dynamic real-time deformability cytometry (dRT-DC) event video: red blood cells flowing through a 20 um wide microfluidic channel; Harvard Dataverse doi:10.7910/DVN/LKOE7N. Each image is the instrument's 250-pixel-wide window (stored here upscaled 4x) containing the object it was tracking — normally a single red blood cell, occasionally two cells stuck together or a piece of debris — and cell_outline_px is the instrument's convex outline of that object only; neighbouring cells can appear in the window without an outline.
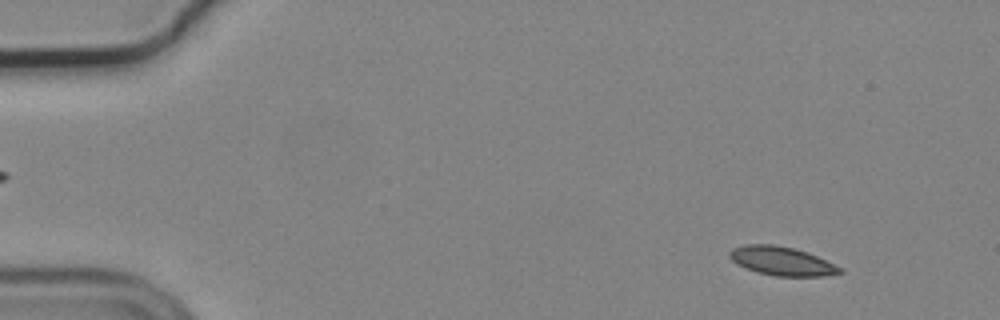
{"species": "common noctule bat (a hibernating species)", "species_latin": "Nyctalus noctula", "temperature_condition": "cold", "stored_images_in_passage": 57, "camera_frame_rate_fps": 3000, "um_per_image_px": 0.085, "animal": {"sex": "male", "body_mass_g": 19.2, "forearm_length_mm": 51.8}, "frame": {"image": 1, "passage_image": 6, "time_ms": 1.667, "image_size_px": [1000, 320], "cell_outline_px": [[844, 272], [824, 276], [776, 276], [756, 272], [736, 264], [728, 256], [728, 252], [732, 248], [744, 244], [772, 244], [792, 248], [808, 252], [844, 268]], "centroid_in_image_um": [66.44, 22.19], "position_along_channel_um": 18.6, "area_um2": 18.67}}
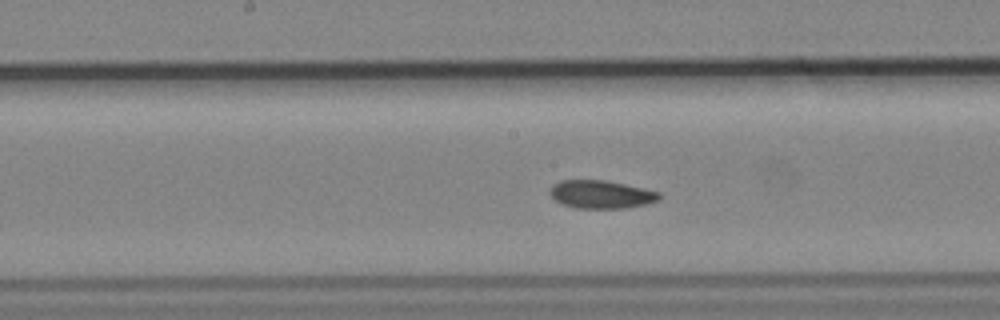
{"frame": {"image": 2, "passage_image": 29, "time_ms": 9.333, "image_size_px": [1000, 320], "cell_outline_px": [[660, 200], [644, 204], [624, 208], [576, 208], [564, 204], [556, 200], [548, 192], [552, 184], [560, 180], [604, 180], [624, 184], [660, 192]], "centroid_in_image_um": [51.07, 16.51], "position_along_channel_um": 197.1, "area_um2": 17.74}}
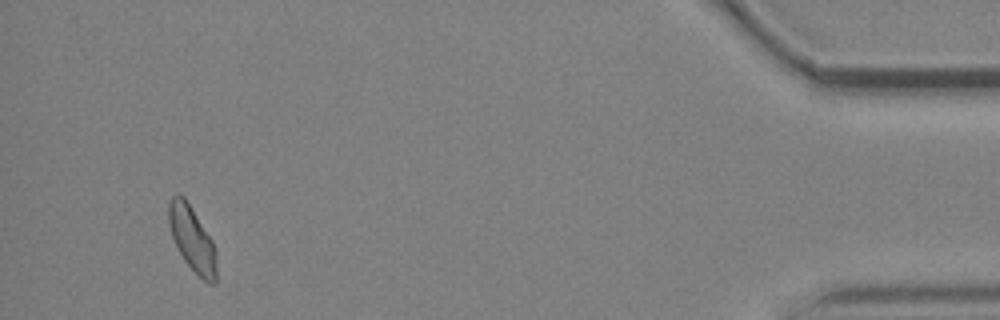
{"frame": {"image": 3, "passage_image": 53, "time_ms": 17.333, "image_size_px": [1000, 320], "cell_outline_px": [[216, 284], [208, 284], [184, 260], [172, 236], [168, 224], [168, 204], [172, 196], [184, 196], [212, 240], [216, 248]], "centroid_in_image_um": [16.34, 20.32], "position_along_channel_um": 418.9, "area_um2": 17.8}}